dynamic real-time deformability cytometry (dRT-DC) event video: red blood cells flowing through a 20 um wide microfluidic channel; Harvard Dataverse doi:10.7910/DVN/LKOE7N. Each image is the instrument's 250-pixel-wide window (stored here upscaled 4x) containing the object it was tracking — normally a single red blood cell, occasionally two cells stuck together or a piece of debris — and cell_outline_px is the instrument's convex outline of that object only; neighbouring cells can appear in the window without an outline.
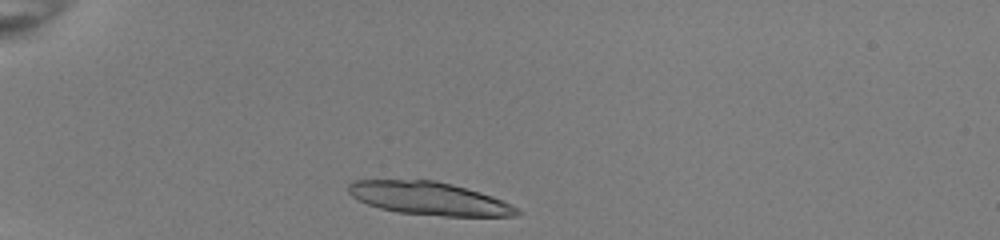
{"species": "common noctule bat (a hibernating species)", "species_latin": "Nyctalus noctula", "temperature_condition": "room temperature", "stored_images_in_passage": 38, "camera_frame_rate_fps": 3000, "um_per_image_px": 0.085, "animal": {"sex": "female", "body_mass_g": 22.0, "forearm_length_mm": 56.7}, "frame": {"image": 1, "passage_image": 2, "time_ms": 0.333, "image_size_px": [1000, 240], "cell_outline_px": [[520, 212], [512, 216], [444, 216], [400, 212], [380, 208], [368, 204], [352, 196], [348, 192], [348, 184], [356, 180], [432, 180], [452, 184], [480, 192], [492, 196], [512, 204]], "centroid_in_image_um": [36.47, 16.86], "position_along_channel_um": 48.5, "area_um2": 32.02}}
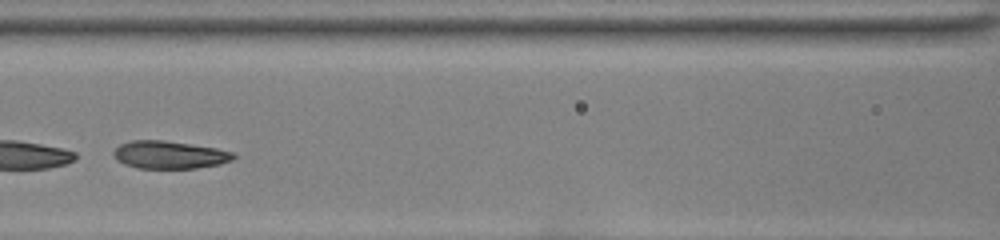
{"frame": {"image": 2, "passage_image": 13, "time_ms": 4.0, "image_size_px": [1000, 240], "cell_outline_px": [[236, 156], [232, 160], [220, 164], [196, 168], [136, 168], [124, 164], [116, 160], [112, 152], [120, 144], [132, 140], [164, 140], [216, 148], [232, 152]], "centroid_in_image_um": [14.38, 13.16], "position_along_channel_um": 152.2, "area_um2": 19.36}}
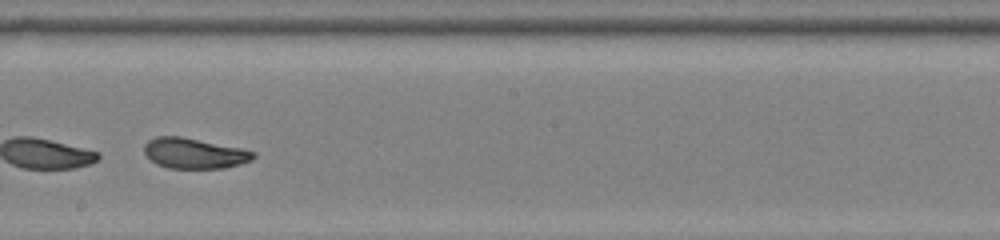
{"frame": {"image": 3, "passage_image": 19, "time_ms": 6.0, "image_size_px": [1000, 240], "cell_outline_px": [[256, 156], [252, 160], [240, 164], [224, 168], [168, 168], [156, 164], [144, 152], [144, 144], [148, 140], [156, 136], [180, 136], [240, 148], [256, 152]], "centroid_in_image_um": [16.51, 13.03], "position_along_channel_um": 231.7, "area_um2": 19.31}, "authors_computed_cell_mechanics": {"area_um2": 19.7965, "velocity_mm_per_s": 3.9892, "shape_relaxation_time_tau1_ms": 4.4087, "shape_relaxation_time_tau2_ms": 1.4136, "deformation_change_tau1": 0.1876, "deformation_change_tau2": 0.0521}}